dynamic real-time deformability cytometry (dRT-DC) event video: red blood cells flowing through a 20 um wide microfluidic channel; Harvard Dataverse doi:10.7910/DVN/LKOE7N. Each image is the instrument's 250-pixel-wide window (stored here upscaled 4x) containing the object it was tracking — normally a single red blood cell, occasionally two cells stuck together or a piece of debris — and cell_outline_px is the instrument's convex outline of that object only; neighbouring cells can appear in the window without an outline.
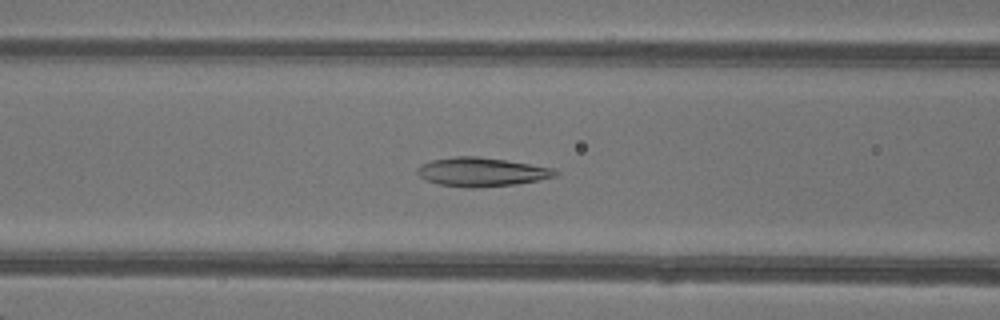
{"species": "common noctule bat (a hibernating species)", "species_latin": "Nyctalus noctula", "temperature_condition": "warm", "stored_images_in_passage": 41, "camera_frame_rate_fps": 3000, "um_per_image_px": 0.085, "animal": {"sex": "female"}, "frame": {"image": 1, "passage_image": 13, "time_ms": 4.0, "image_size_px": [1000, 320], "cell_outline_px": [[560, 176], [540, 180], [516, 184], [476, 188], [464, 188], [440, 184], [428, 180], [420, 176], [416, 172], [416, 168], [420, 164], [432, 160], [456, 156], [476, 156], [504, 160], [552, 168], [560, 172]], "centroid_in_image_um": [40.95, 14.62], "position_along_channel_um": 125.6, "area_um2": 23.24}}
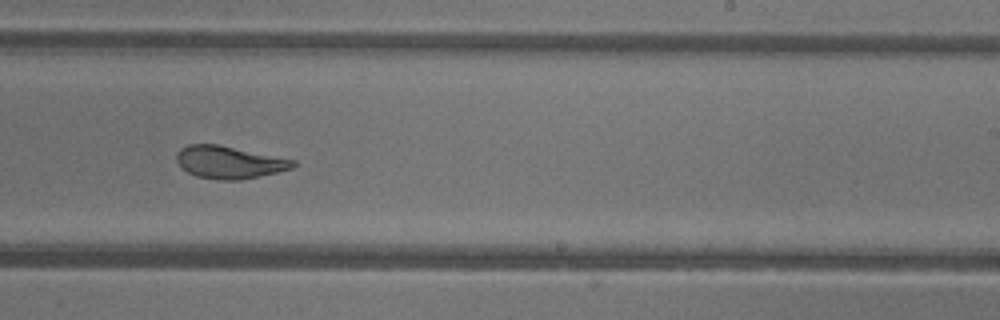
{"frame": {"image": 2, "passage_image": 23, "time_ms": 7.333, "image_size_px": [1000, 320], "cell_outline_px": [[296, 164], [292, 168], [276, 172], [240, 180], [220, 180], [196, 176], [180, 168], [176, 160], [176, 156], [180, 148], [188, 144], [220, 144], [296, 160]], "centroid_in_image_um": [19.45, 13.78], "position_along_channel_um": 269.5, "area_um2": 22.14}}
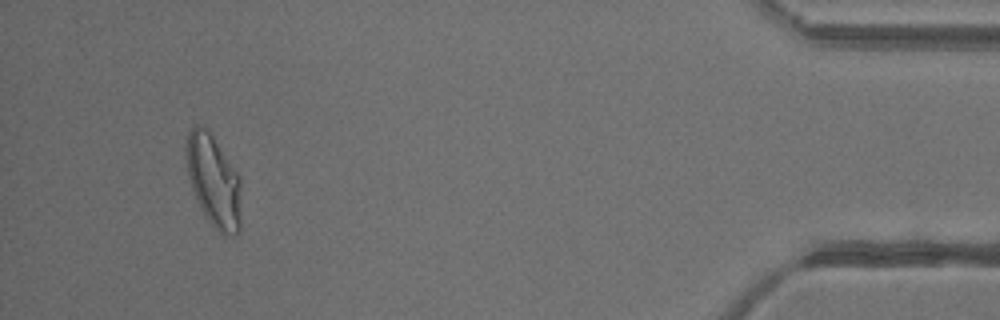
{"frame": {"image": 3, "passage_image": 38, "time_ms": 12.333, "image_size_px": [1000, 320], "cell_outline_px": [[240, 232], [236, 236], [224, 236], [208, 220], [200, 208], [192, 188], [188, 176], [184, 156], [184, 148], [188, 132], [196, 124], [204, 128], [212, 136], [240, 176]], "centroid_in_image_um": [18.14, 15.4], "position_along_channel_um": 417.1, "area_um2": 29.54}, "authors_computed_cell_mechanics": {"area_um2": 24.565, "velocity_mm_per_s": 4.3278, "shape_relaxation_time_tau1_ms": 6.9552, "shape_relaxation_time_tau2_ms": 1.1788, "deformation_change_tau1": 0.2178, "deformation_change_tau2": 0.0687}}